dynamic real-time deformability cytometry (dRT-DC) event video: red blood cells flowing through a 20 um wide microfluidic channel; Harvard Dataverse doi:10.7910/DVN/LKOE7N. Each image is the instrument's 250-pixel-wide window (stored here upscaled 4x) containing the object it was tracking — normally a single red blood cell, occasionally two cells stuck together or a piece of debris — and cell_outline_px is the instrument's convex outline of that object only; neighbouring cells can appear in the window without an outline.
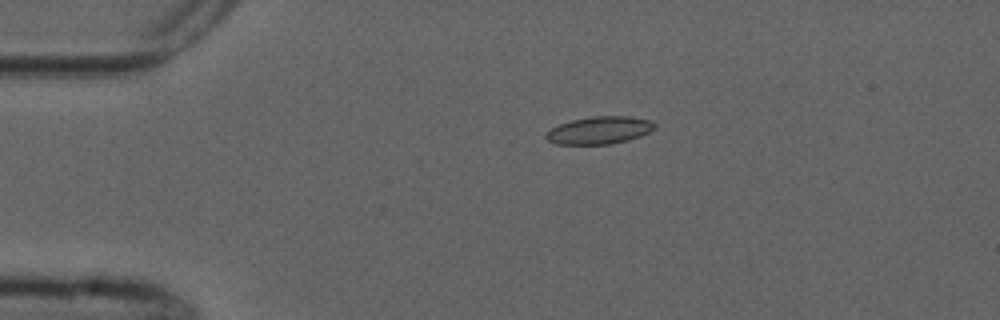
{"species": "common noctule bat (a hibernating species)", "species_latin": "Nyctalus noctula", "temperature_condition": "cold", "stored_images_in_passage": 9, "camera_frame_rate_fps": 3000, "um_per_image_px": 0.085, "animal": {"sex": "male", "forearm_length_mm": 52.5}, "frame": {"image": 1, "passage_image": 3, "time_ms": 3.333, "image_size_px": [1000, 320], "cell_outline_px": [[656, 128], [640, 136], [628, 140], [612, 144], [556, 144], [548, 140], [544, 136], [544, 132], [560, 124], [572, 120], [592, 116], [628, 116], [652, 120], [656, 124]], "centroid_in_image_um": [50.96, 11.07], "position_along_channel_um": 34.0, "area_um2": 17.51}}
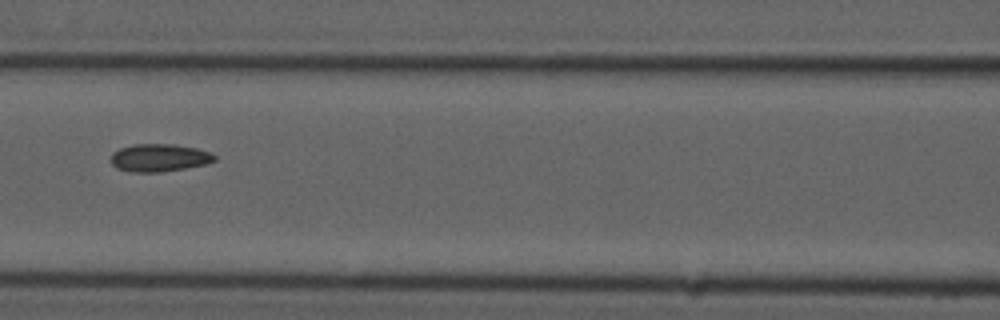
{"frame": {"image": 2, "passage_image": 7, "time_ms": 7.667, "image_size_px": [1000, 320], "cell_outline_px": [[216, 160], [204, 164], [184, 168], [160, 172], [132, 172], [116, 168], [112, 164], [112, 152], [120, 148], [136, 144], [172, 144], [196, 148], [208, 152], [216, 156]], "centroid_in_image_um": [13.51, 13.41], "position_along_channel_um": 153.1, "area_um2": 16.53}}
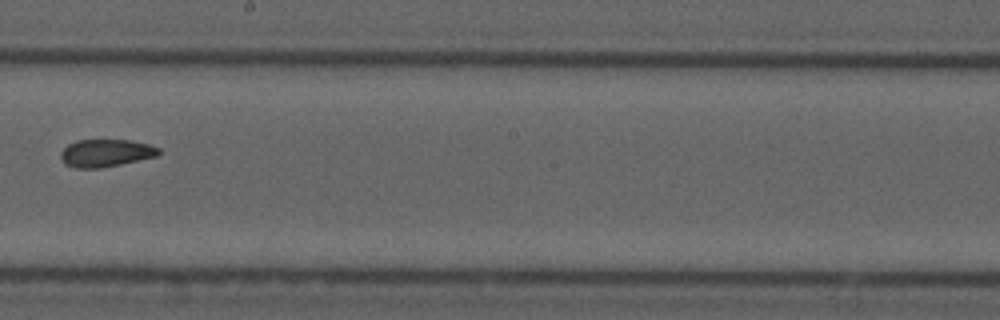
{"frame": {"image": 3, "passage_image": 9, "time_ms": 10.0, "image_size_px": [1000, 320], "cell_outline_px": [[160, 152], [156, 156], [120, 164], [100, 168], [72, 168], [64, 164], [60, 156], [60, 152], [68, 144], [76, 140], [128, 140], [148, 144], [160, 148]], "centroid_in_image_um": [8.94, 13.01], "position_along_channel_um": 239.3, "area_um2": 15.72}}